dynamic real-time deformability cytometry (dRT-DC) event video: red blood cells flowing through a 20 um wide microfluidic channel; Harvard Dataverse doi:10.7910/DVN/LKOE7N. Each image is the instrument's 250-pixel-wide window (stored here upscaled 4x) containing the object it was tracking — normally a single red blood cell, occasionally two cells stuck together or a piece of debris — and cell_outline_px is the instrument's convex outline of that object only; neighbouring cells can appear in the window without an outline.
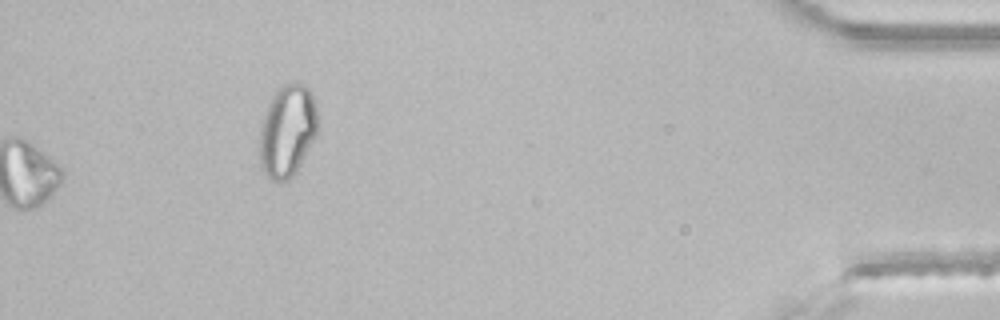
{"species": "common noctule bat (a hibernating species)", "species_latin": "Nyctalus noctula", "temperature_condition": "room temperature", "stored_images_in_passage": 48, "segment_of_instrument_passage": [2, 2], "camera_frame_rate_fps": 3000, "um_per_image_px": 0.085, "animal": {"sex": "male", "body_mass_g": 21.5, "forearm_length_mm": 52.0}, "frame": {"image": 1, "passage_image": 48, "time_ms": 15.667, "image_size_px": [1000, 320], "cell_outline_px": [[316, 132], [296, 172], [288, 180], [280, 184], [272, 180], [260, 168], [260, 128], [268, 104], [272, 96], [288, 80], [304, 84], [308, 88], [312, 96], [316, 108]], "centroid_in_image_um": [24.39, 11.13], "position_along_channel_um": 410.8, "area_um2": 30.92}}